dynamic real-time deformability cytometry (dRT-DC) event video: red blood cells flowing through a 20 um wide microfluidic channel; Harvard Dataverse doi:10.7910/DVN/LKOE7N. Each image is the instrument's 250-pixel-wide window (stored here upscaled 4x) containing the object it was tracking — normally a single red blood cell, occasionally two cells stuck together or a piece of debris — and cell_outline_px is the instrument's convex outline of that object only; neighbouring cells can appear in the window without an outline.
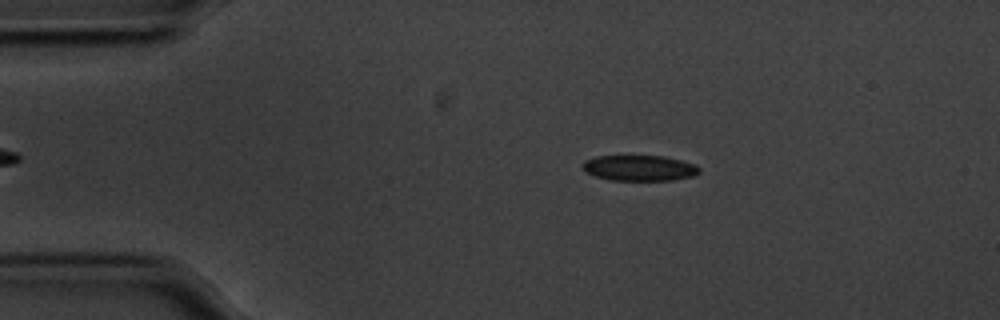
{"species": "common noctule bat (a hibernating species)", "species_latin": "Nyctalus noctula", "temperature_condition": "cold", "stored_images_in_passage": 46, "camera_frame_rate_fps": 3000, "um_per_image_px": 0.085, "animal": {"sex": "male", "body_mass_g": 20.1, "forearm_length_mm": 53.5}, "frame": {"image": 1, "passage_image": 8, "time_ms": 2.333, "image_size_px": [1000, 320], "cell_outline_px": [[700, 172], [696, 176], [672, 180], [612, 180], [596, 176], [584, 172], [580, 168], [580, 164], [584, 160], [596, 156], [664, 156], [696, 164], [700, 168]], "centroid_in_image_um": [54.33, 14.28], "position_along_channel_um": 30.7, "area_um2": 17.69}}
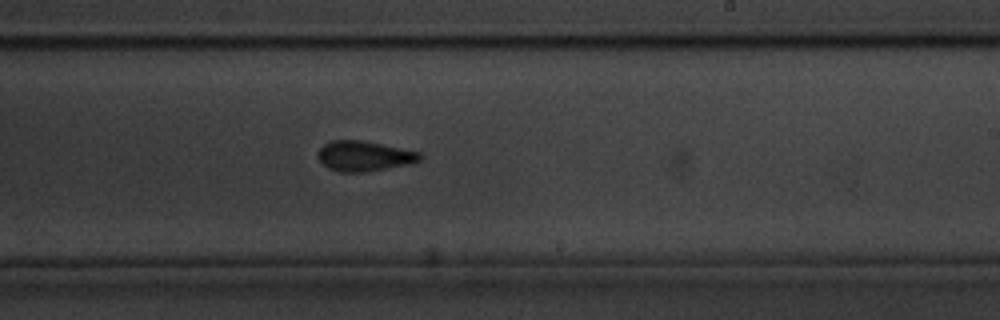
{"frame": {"image": 2, "passage_image": 31, "time_ms": 10.0, "image_size_px": [1000, 320], "cell_outline_px": [[424, 156], [420, 160], [412, 164], [368, 172], [340, 172], [328, 168], [316, 156], [316, 152], [324, 144], [332, 140], [364, 140], [420, 152]], "centroid_in_image_um": [30.98, 13.27], "position_along_channel_um": 258.0, "area_um2": 18.26}}
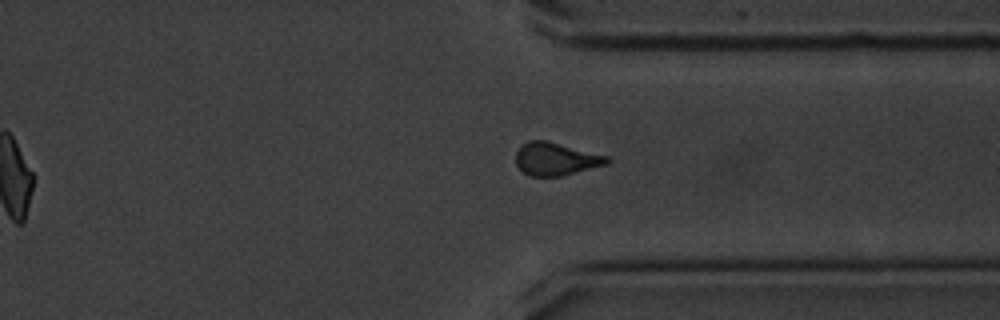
{"frame": {"image": 3, "passage_image": 40, "time_ms": 13.0, "image_size_px": [1000, 320], "cell_outline_px": [[612, 160], [608, 164], [560, 176], [528, 176], [516, 164], [516, 152], [520, 144], [528, 140], [544, 140], [608, 156]], "centroid_in_image_um": [47.22, 13.51], "position_along_channel_um": 364.2, "area_um2": 17.4}, "authors_computed_cell_mechanics": {"area_um2": 18.1203, "velocity_mm_per_s": 3.55, "shape_relaxation_time_tau1_ms": 4.0873, "shape_relaxation_time_tau2_ms": 4.3305, "deformation_change_tau1": 0.0977, "deformation_change_tau2": 0.0811}}